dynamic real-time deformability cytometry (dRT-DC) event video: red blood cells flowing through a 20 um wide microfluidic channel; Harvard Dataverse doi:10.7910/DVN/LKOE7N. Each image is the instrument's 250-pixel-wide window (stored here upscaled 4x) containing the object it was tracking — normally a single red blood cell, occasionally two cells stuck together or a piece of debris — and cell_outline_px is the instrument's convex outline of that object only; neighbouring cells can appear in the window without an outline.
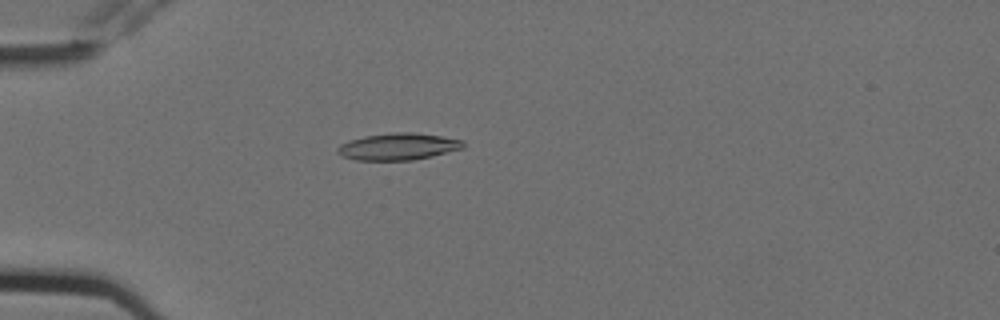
{"species": "Egyptian fruit bat (a non-hibernating species)", "species_latin": "Rousettus aegyptiacus", "temperature_condition": "cold", "stored_images_in_passage": 5, "camera_frame_rate_fps": 3000, "um_per_image_px": 0.085, "animal": {"sex": "female"}, "frame": {"image": 1, "passage_image": 4, "time_ms": 1.0, "image_size_px": [1000, 320], "cell_outline_px": [[464, 148], [432, 156], [412, 160], [356, 160], [340, 156], [336, 152], [336, 148], [340, 144], [348, 140], [364, 136], [392, 132], [412, 132], [440, 136], [464, 140]], "centroid_in_image_um": [33.8, 12.46], "position_along_channel_um": 51.2, "area_um2": 19.83}}